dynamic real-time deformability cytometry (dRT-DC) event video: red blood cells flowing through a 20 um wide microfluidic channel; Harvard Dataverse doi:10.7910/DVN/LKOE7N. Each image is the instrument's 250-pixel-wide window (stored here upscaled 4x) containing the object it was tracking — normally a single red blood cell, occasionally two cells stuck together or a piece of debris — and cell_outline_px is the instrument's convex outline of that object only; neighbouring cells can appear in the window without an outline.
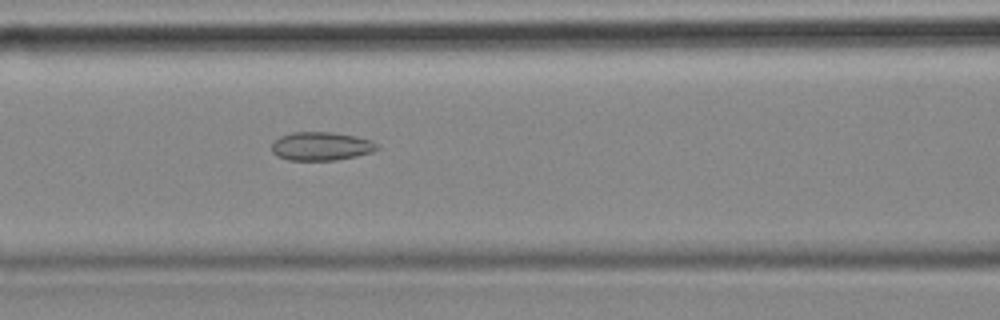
{"species": "common noctule bat (a hibernating species)", "species_latin": "Nyctalus noctula", "temperature_condition": "cold", "stored_images_in_passage": 51, "camera_frame_rate_fps": 3000, "um_per_image_px": 0.085, "animal": {"sex": "female", "body_mass_g": 18.4}, "frame": {"image": 1, "passage_image": 18, "time_ms": 5.667, "image_size_px": [1000, 320], "cell_outline_px": [[380, 148], [372, 152], [356, 156], [336, 160], [288, 160], [272, 152], [272, 144], [280, 136], [292, 132], [332, 132], [356, 136], [372, 140], [380, 144]], "centroid_in_image_um": [27.36, 12.42], "position_along_channel_um": 139.2, "area_um2": 17.57}}
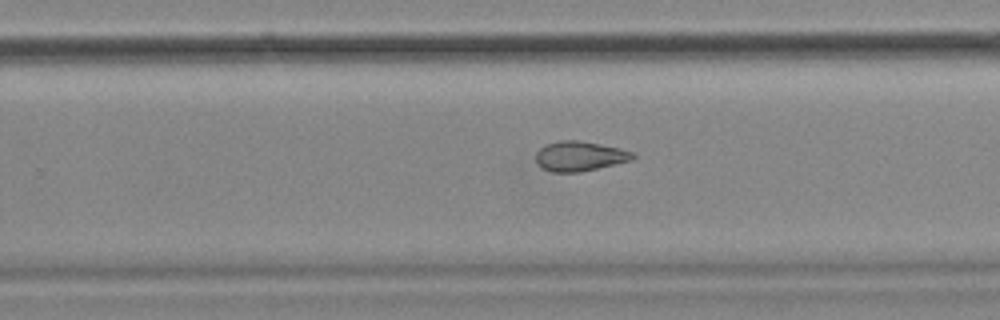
{"frame": {"image": 2, "passage_image": 30, "time_ms": 9.667, "image_size_px": [1000, 320], "cell_outline_px": [[636, 156], [632, 160], [580, 172], [552, 172], [540, 168], [536, 164], [536, 152], [544, 144], [560, 140], [576, 140], [600, 144], [620, 148], [636, 152]], "centroid_in_image_um": [49.25, 13.27], "position_along_channel_um": 280.5, "area_um2": 17.05}}
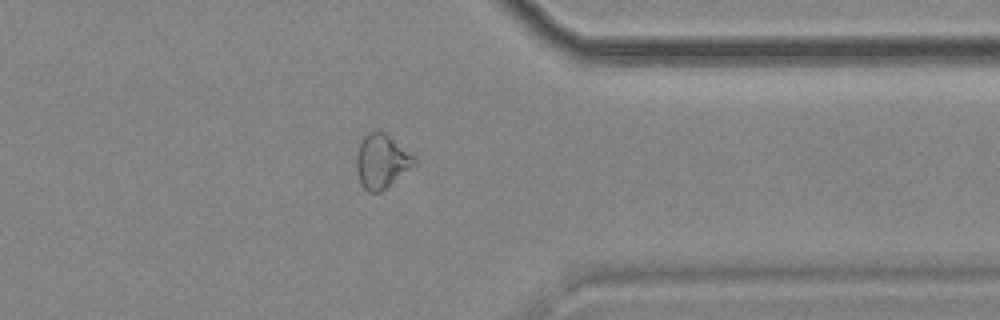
{"frame": {"image": 3, "passage_image": 39, "time_ms": 12.667, "image_size_px": [1000, 320], "cell_outline_px": [[416, 164], [380, 192], [368, 192], [360, 184], [356, 172], [356, 156], [360, 140], [368, 132], [376, 128], [380, 128], [416, 156]], "centroid_in_image_um": [32.42, 13.65], "position_along_channel_um": 379.0, "area_um2": 18.67}, "authors_computed_cell_mechanics": {"area_um2": 18.8428, "velocity_mm_per_s": 3.543, "shape_relaxation_time_tau1_ms": null, "shape_relaxation_time_tau2_ms": 3.1944, "deformation_change_tau1": null, "deformation_change_tau2": 0.111}}